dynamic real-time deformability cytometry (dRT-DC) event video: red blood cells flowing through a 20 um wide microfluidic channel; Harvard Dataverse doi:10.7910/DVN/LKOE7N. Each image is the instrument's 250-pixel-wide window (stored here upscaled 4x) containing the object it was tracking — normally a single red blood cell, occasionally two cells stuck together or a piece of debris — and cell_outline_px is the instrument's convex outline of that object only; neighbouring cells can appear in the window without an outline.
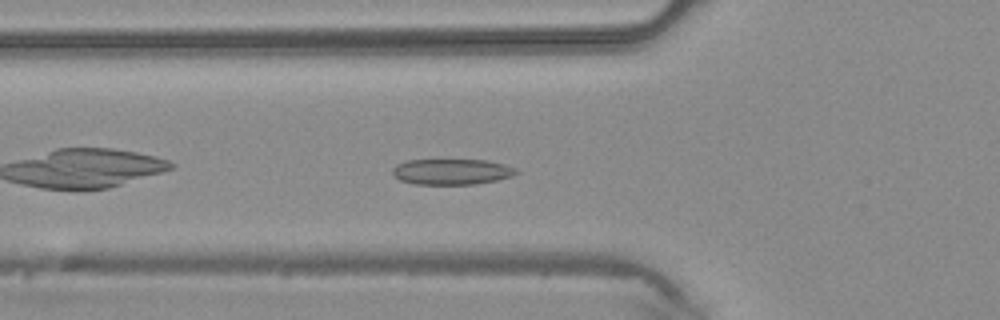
{"species": "common noctule bat (a hibernating species)", "species_latin": "Nyctalus noctula", "temperature_condition": "warm", "stored_images_in_passage": 32, "camera_frame_rate_fps": 3000, "um_per_image_px": 0.085, "animal": {"sex": "male", "body_mass_g": 20.4}, "frame": {"image": 1, "passage_image": 4, "time_ms": 1.0, "image_size_px": [1000, 320], "cell_outline_px": [[520, 172], [512, 176], [496, 180], [476, 184], [416, 184], [400, 180], [392, 176], [392, 168], [396, 164], [408, 160], [488, 160], [504, 164], [516, 168]], "centroid_in_image_um": [38.39, 14.59], "position_along_channel_um": 87.4, "area_um2": 18.67}}
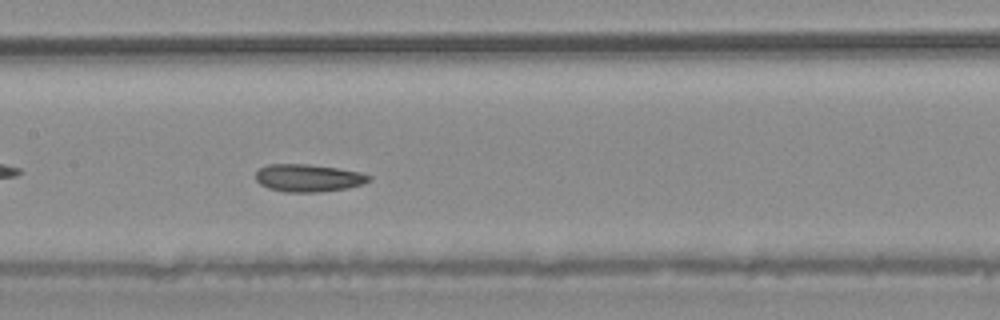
{"frame": {"image": 2, "passage_image": 10, "time_ms": 3.0, "image_size_px": [1000, 320], "cell_outline_px": [[372, 176], [364, 184], [348, 188], [316, 192], [284, 192], [268, 188], [260, 184], [256, 180], [256, 172], [260, 168], [268, 164], [308, 164], [336, 168], [360, 172]], "centroid_in_image_um": [26.19, 15.13], "position_along_channel_um": 181.2, "area_um2": 18.15}}
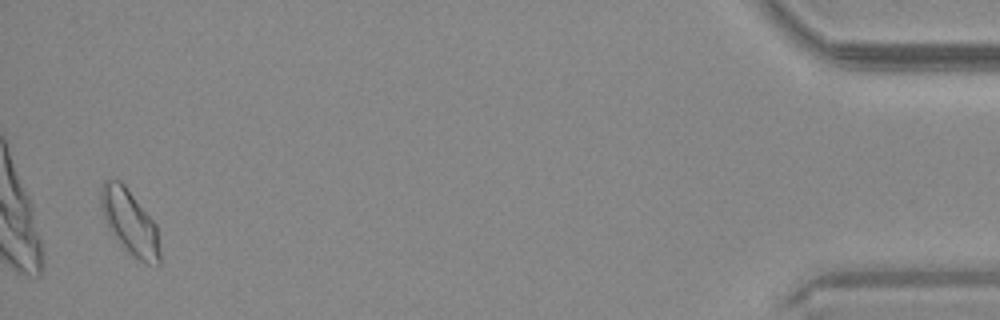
{"frame": {"image": 3, "passage_image": 31, "time_ms": 10.0, "image_size_px": [1000, 320], "cell_outline_px": [[160, 264], [148, 264], [132, 256], [120, 244], [104, 220], [100, 208], [100, 188], [104, 180], [120, 180], [124, 184], [156, 224], [160, 248]], "centroid_in_image_um": [11.02, 18.88], "position_along_channel_um": 424.2, "area_um2": 22.25}}